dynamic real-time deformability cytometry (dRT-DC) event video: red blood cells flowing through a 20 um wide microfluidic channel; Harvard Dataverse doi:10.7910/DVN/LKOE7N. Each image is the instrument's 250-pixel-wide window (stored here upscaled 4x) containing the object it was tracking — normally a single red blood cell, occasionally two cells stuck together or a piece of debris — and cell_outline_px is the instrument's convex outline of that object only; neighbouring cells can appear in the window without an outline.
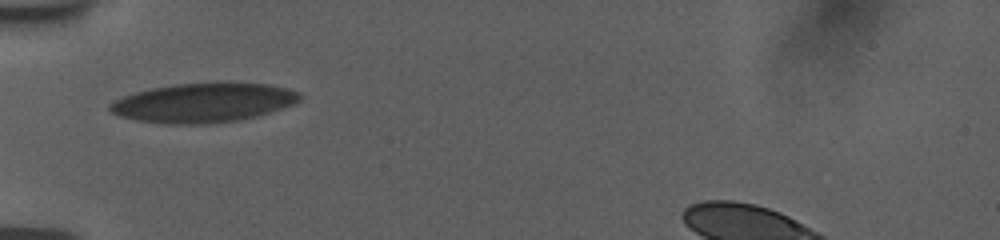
{"species": "human", "species_latin": "Homo sapiens", "temperature_condition": "room temperature", "stored_images_in_passage": 31, "camera_frame_rate_fps": 3000, "um_per_image_px": 0.085, "donor": {"sex": "female"}, "frame": {"image": 1, "passage_image": 1, "time_ms": 0.0, "image_size_px": [1000, 240], "cell_outline_px": [[300, 100], [296, 104], [256, 116], [240, 120], [208, 124], [164, 124], [136, 120], [120, 116], [108, 112], [108, 104], [124, 96], [136, 92], [152, 88], [176, 84], [220, 80], [272, 84], [288, 88], [300, 92]], "centroid_in_image_um": [17.33, 8.7], "position_along_channel_um": 67.7, "area_um2": 44.56}}
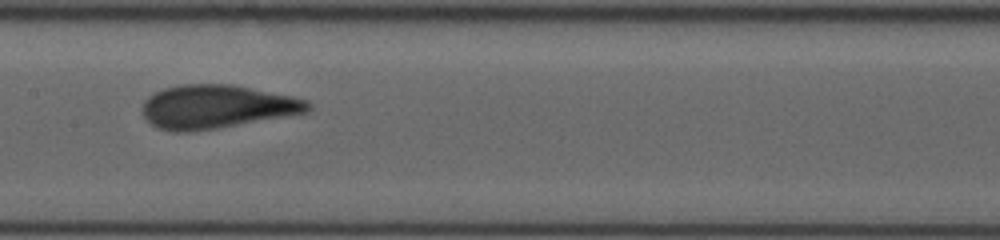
{"frame": {"image": 2, "passage_image": 11, "time_ms": 3.333, "image_size_px": [1000, 240], "cell_outline_px": [[312, 108], [308, 112], [216, 128], [188, 132], [176, 132], [156, 128], [144, 116], [140, 108], [144, 100], [148, 96], [164, 88], [180, 84], [232, 84], [292, 96], [308, 100], [312, 104]], "centroid_in_image_um": [18.39, 9.06], "position_along_channel_um": 189.0, "area_um2": 42.02}}
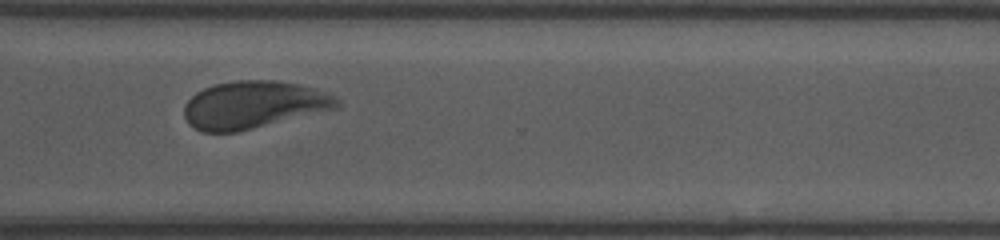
{"frame": {"image": 3, "passage_image": 24, "time_ms": 7.667, "image_size_px": [1000, 240], "cell_outline_px": [[340, 104], [336, 108], [236, 132], [200, 132], [188, 124], [184, 116], [184, 104], [196, 92], [212, 84], [236, 80], [276, 80], [300, 84], [316, 88], [340, 100]], "centroid_in_image_um": [21.5, 8.9], "position_along_channel_um": 349.1, "area_um2": 42.19}, "authors_computed_cell_mechanics": {"area_um2": 41.905, "velocity_mm_per_s": 3.7121, "shape_relaxation_time_tau1_ms": 6.8625, "shape_relaxation_time_tau2_ms": 0.7568, "deformation_change_tau1": 0.1716, "deformation_change_tau2": 0.0598}}